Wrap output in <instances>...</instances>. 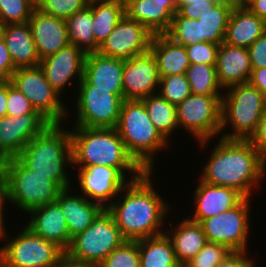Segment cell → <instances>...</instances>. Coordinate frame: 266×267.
Masks as SVG:
<instances>
[{
	"label": "cell",
	"instance_id": "obj_18",
	"mask_svg": "<svg viewBox=\"0 0 266 267\" xmlns=\"http://www.w3.org/2000/svg\"><path fill=\"white\" fill-rule=\"evenodd\" d=\"M85 57L86 53L82 49L69 44L57 53L40 60L39 66L48 83L62 95L75 76L79 82L83 79Z\"/></svg>",
	"mask_w": 266,
	"mask_h": 267
},
{
	"label": "cell",
	"instance_id": "obj_40",
	"mask_svg": "<svg viewBox=\"0 0 266 267\" xmlns=\"http://www.w3.org/2000/svg\"><path fill=\"white\" fill-rule=\"evenodd\" d=\"M41 12L58 18L67 19L77 11L83 10L89 0H35Z\"/></svg>",
	"mask_w": 266,
	"mask_h": 267
},
{
	"label": "cell",
	"instance_id": "obj_27",
	"mask_svg": "<svg viewBox=\"0 0 266 267\" xmlns=\"http://www.w3.org/2000/svg\"><path fill=\"white\" fill-rule=\"evenodd\" d=\"M266 31V21L246 6L234 5L226 28L224 42L249 48Z\"/></svg>",
	"mask_w": 266,
	"mask_h": 267
},
{
	"label": "cell",
	"instance_id": "obj_57",
	"mask_svg": "<svg viewBox=\"0 0 266 267\" xmlns=\"http://www.w3.org/2000/svg\"><path fill=\"white\" fill-rule=\"evenodd\" d=\"M2 169V161H1V159H0V170Z\"/></svg>",
	"mask_w": 266,
	"mask_h": 267
},
{
	"label": "cell",
	"instance_id": "obj_38",
	"mask_svg": "<svg viewBox=\"0 0 266 267\" xmlns=\"http://www.w3.org/2000/svg\"><path fill=\"white\" fill-rule=\"evenodd\" d=\"M97 267H141L138 242L125 240Z\"/></svg>",
	"mask_w": 266,
	"mask_h": 267
},
{
	"label": "cell",
	"instance_id": "obj_45",
	"mask_svg": "<svg viewBox=\"0 0 266 267\" xmlns=\"http://www.w3.org/2000/svg\"><path fill=\"white\" fill-rule=\"evenodd\" d=\"M219 1H204V3L178 4L177 12L186 18L199 20L209 6H215Z\"/></svg>",
	"mask_w": 266,
	"mask_h": 267
},
{
	"label": "cell",
	"instance_id": "obj_7",
	"mask_svg": "<svg viewBox=\"0 0 266 267\" xmlns=\"http://www.w3.org/2000/svg\"><path fill=\"white\" fill-rule=\"evenodd\" d=\"M2 171L8 184L9 202L26 213L55 202L63 190L52 179L26 168L16 157L3 160Z\"/></svg>",
	"mask_w": 266,
	"mask_h": 267
},
{
	"label": "cell",
	"instance_id": "obj_37",
	"mask_svg": "<svg viewBox=\"0 0 266 267\" xmlns=\"http://www.w3.org/2000/svg\"><path fill=\"white\" fill-rule=\"evenodd\" d=\"M35 8V0H0V26L28 22Z\"/></svg>",
	"mask_w": 266,
	"mask_h": 267
},
{
	"label": "cell",
	"instance_id": "obj_8",
	"mask_svg": "<svg viewBox=\"0 0 266 267\" xmlns=\"http://www.w3.org/2000/svg\"><path fill=\"white\" fill-rule=\"evenodd\" d=\"M124 241L112 214L103 209L85 231L72 238L65 256L72 261L97 267Z\"/></svg>",
	"mask_w": 266,
	"mask_h": 267
},
{
	"label": "cell",
	"instance_id": "obj_2",
	"mask_svg": "<svg viewBox=\"0 0 266 267\" xmlns=\"http://www.w3.org/2000/svg\"><path fill=\"white\" fill-rule=\"evenodd\" d=\"M266 160L249 140L220 137L208 162L204 165L201 181L235 189L244 198H251L254 187L266 173Z\"/></svg>",
	"mask_w": 266,
	"mask_h": 267
},
{
	"label": "cell",
	"instance_id": "obj_53",
	"mask_svg": "<svg viewBox=\"0 0 266 267\" xmlns=\"http://www.w3.org/2000/svg\"><path fill=\"white\" fill-rule=\"evenodd\" d=\"M55 267H95V266L90 265V264H86V263H78V262H75V261H72V260L68 259L65 256L61 260V262L59 263V265H57Z\"/></svg>",
	"mask_w": 266,
	"mask_h": 267
},
{
	"label": "cell",
	"instance_id": "obj_41",
	"mask_svg": "<svg viewBox=\"0 0 266 267\" xmlns=\"http://www.w3.org/2000/svg\"><path fill=\"white\" fill-rule=\"evenodd\" d=\"M232 251L226 246L207 242L201 251L187 264V267H216Z\"/></svg>",
	"mask_w": 266,
	"mask_h": 267
},
{
	"label": "cell",
	"instance_id": "obj_17",
	"mask_svg": "<svg viewBox=\"0 0 266 267\" xmlns=\"http://www.w3.org/2000/svg\"><path fill=\"white\" fill-rule=\"evenodd\" d=\"M49 122L39 113L0 118V159L16 157Z\"/></svg>",
	"mask_w": 266,
	"mask_h": 267
},
{
	"label": "cell",
	"instance_id": "obj_51",
	"mask_svg": "<svg viewBox=\"0 0 266 267\" xmlns=\"http://www.w3.org/2000/svg\"><path fill=\"white\" fill-rule=\"evenodd\" d=\"M246 7L259 18L266 21V0H252Z\"/></svg>",
	"mask_w": 266,
	"mask_h": 267
},
{
	"label": "cell",
	"instance_id": "obj_33",
	"mask_svg": "<svg viewBox=\"0 0 266 267\" xmlns=\"http://www.w3.org/2000/svg\"><path fill=\"white\" fill-rule=\"evenodd\" d=\"M65 21L70 44L82 49L86 54L98 51L99 45L95 42L93 33L92 9L88 5Z\"/></svg>",
	"mask_w": 266,
	"mask_h": 267
},
{
	"label": "cell",
	"instance_id": "obj_6",
	"mask_svg": "<svg viewBox=\"0 0 266 267\" xmlns=\"http://www.w3.org/2000/svg\"><path fill=\"white\" fill-rule=\"evenodd\" d=\"M222 96L220 133L231 126L233 132L220 136L225 139L249 140L256 131L266 107L265 96L249 82L227 88Z\"/></svg>",
	"mask_w": 266,
	"mask_h": 267
},
{
	"label": "cell",
	"instance_id": "obj_42",
	"mask_svg": "<svg viewBox=\"0 0 266 267\" xmlns=\"http://www.w3.org/2000/svg\"><path fill=\"white\" fill-rule=\"evenodd\" d=\"M28 113H38L32 107L29 99L20 92L11 81H7V112L6 116H21Z\"/></svg>",
	"mask_w": 266,
	"mask_h": 267
},
{
	"label": "cell",
	"instance_id": "obj_10",
	"mask_svg": "<svg viewBox=\"0 0 266 267\" xmlns=\"http://www.w3.org/2000/svg\"><path fill=\"white\" fill-rule=\"evenodd\" d=\"M222 96L190 94L176 105L178 127L189 132L204 148L220 134Z\"/></svg>",
	"mask_w": 266,
	"mask_h": 267
},
{
	"label": "cell",
	"instance_id": "obj_46",
	"mask_svg": "<svg viewBox=\"0 0 266 267\" xmlns=\"http://www.w3.org/2000/svg\"><path fill=\"white\" fill-rule=\"evenodd\" d=\"M16 69L6 43L0 35V81L10 80Z\"/></svg>",
	"mask_w": 266,
	"mask_h": 267
},
{
	"label": "cell",
	"instance_id": "obj_15",
	"mask_svg": "<svg viewBox=\"0 0 266 267\" xmlns=\"http://www.w3.org/2000/svg\"><path fill=\"white\" fill-rule=\"evenodd\" d=\"M152 37L144 25L124 15L97 52L108 57L130 59L149 51Z\"/></svg>",
	"mask_w": 266,
	"mask_h": 267
},
{
	"label": "cell",
	"instance_id": "obj_50",
	"mask_svg": "<svg viewBox=\"0 0 266 267\" xmlns=\"http://www.w3.org/2000/svg\"><path fill=\"white\" fill-rule=\"evenodd\" d=\"M248 82L256 87L266 98V67L252 69Z\"/></svg>",
	"mask_w": 266,
	"mask_h": 267
},
{
	"label": "cell",
	"instance_id": "obj_35",
	"mask_svg": "<svg viewBox=\"0 0 266 267\" xmlns=\"http://www.w3.org/2000/svg\"><path fill=\"white\" fill-rule=\"evenodd\" d=\"M186 78L192 94L206 96H223V89L217 78L215 65L190 64L186 70Z\"/></svg>",
	"mask_w": 266,
	"mask_h": 267
},
{
	"label": "cell",
	"instance_id": "obj_22",
	"mask_svg": "<svg viewBox=\"0 0 266 267\" xmlns=\"http://www.w3.org/2000/svg\"><path fill=\"white\" fill-rule=\"evenodd\" d=\"M124 59L108 57L98 52L87 53L83 79L96 89L123 93L122 75Z\"/></svg>",
	"mask_w": 266,
	"mask_h": 267
},
{
	"label": "cell",
	"instance_id": "obj_47",
	"mask_svg": "<svg viewBox=\"0 0 266 267\" xmlns=\"http://www.w3.org/2000/svg\"><path fill=\"white\" fill-rule=\"evenodd\" d=\"M249 141L257 148L260 155L266 160V107L262 112L258 127Z\"/></svg>",
	"mask_w": 266,
	"mask_h": 267
},
{
	"label": "cell",
	"instance_id": "obj_21",
	"mask_svg": "<svg viewBox=\"0 0 266 267\" xmlns=\"http://www.w3.org/2000/svg\"><path fill=\"white\" fill-rule=\"evenodd\" d=\"M243 198L235 189L200 180L194 192L195 213L189 219L199 223L235 207Z\"/></svg>",
	"mask_w": 266,
	"mask_h": 267
},
{
	"label": "cell",
	"instance_id": "obj_11",
	"mask_svg": "<svg viewBox=\"0 0 266 267\" xmlns=\"http://www.w3.org/2000/svg\"><path fill=\"white\" fill-rule=\"evenodd\" d=\"M30 101L32 107L49 123H62L70 114L60 94L48 83L41 67L17 68L10 79Z\"/></svg>",
	"mask_w": 266,
	"mask_h": 267
},
{
	"label": "cell",
	"instance_id": "obj_16",
	"mask_svg": "<svg viewBox=\"0 0 266 267\" xmlns=\"http://www.w3.org/2000/svg\"><path fill=\"white\" fill-rule=\"evenodd\" d=\"M159 81L157 62L150 50L124 60L122 75L124 100H142L157 94Z\"/></svg>",
	"mask_w": 266,
	"mask_h": 267
},
{
	"label": "cell",
	"instance_id": "obj_49",
	"mask_svg": "<svg viewBox=\"0 0 266 267\" xmlns=\"http://www.w3.org/2000/svg\"><path fill=\"white\" fill-rule=\"evenodd\" d=\"M6 201L9 202L8 184H7L6 176L1 169L0 170V237L6 231L5 229L6 226L4 225V217H3L5 216L3 212H4L5 205L7 204Z\"/></svg>",
	"mask_w": 266,
	"mask_h": 267
},
{
	"label": "cell",
	"instance_id": "obj_19",
	"mask_svg": "<svg viewBox=\"0 0 266 267\" xmlns=\"http://www.w3.org/2000/svg\"><path fill=\"white\" fill-rule=\"evenodd\" d=\"M28 24L40 60L70 44L65 19L45 14L35 8Z\"/></svg>",
	"mask_w": 266,
	"mask_h": 267
},
{
	"label": "cell",
	"instance_id": "obj_26",
	"mask_svg": "<svg viewBox=\"0 0 266 267\" xmlns=\"http://www.w3.org/2000/svg\"><path fill=\"white\" fill-rule=\"evenodd\" d=\"M125 15L144 25L153 35L165 34L177 8L173 4L152 3V0H127Z\"/></svg>",
	"mask_w": 266,
	"mask_h": 267
},
{
	"label": "cell",
	"instance_id": "obj_30",
	"mask_svg": "<svg viewBox=\"0 0 266 267\" xmlns=\"http://www.w3.org/2000/svg\"><path fill=\"white\" fill-rule=\"evenodd\" d=\"M88 6L92 9L95 42L100 46L125 15V5L121 0H89Z\"/></svg>",
	"mask_w": 266,
	"mask_h": 267
},
{
	"label": "cell",
	"instance_id": "obj_56",
	"mask_svg": "<svg viewBox=\"0 0 266 267\" xmlns=\"http://www.w3.org/2000/svg\"><path fill=\"white\" fill-rule=\"evenodd\" d=\"M236 6H246L252 0H232Z\"/></svg>",
	"mask_w": 266,
	"mask_h": 267
},
{
	"label": "cell",
	"instance_id": "obj_14",
	"mask_svg": "<svg viewBox=\"0 0 266 267\" xmlns=\"http://www.w3.org/2000/svg\"><path fill=\"white\" fill-rule=\"evenodd\" d=\"M78 170L77 179L81 195L103 209H107L130 182L117 167L92 165Z\"/></svg>",
	"mask_w": 266,
	"mask_h": 267
},
{
	"label": "cell",
	"instance_id": "obj_52",
	"mask_svg": "<svg viewBox=\"0 0 266 267\" xmlns=\"http://www.w3.org/2000/svg\"><path fill=\"white\" fill-rule=\"evenodd\" d=\"M7 112V81H0V118Z\"/></svg>",
	"mask_w": 266,
	"mask_h": 267
},
{
	"label": "cell",
	"instance_id": "obj_43",
	"mask_svg": "<svg viewBox=\"0 0 266 267\" xmlns=\"http://www.w3.org/2000/svg\"><path fill=\"white\" fill-rule=\"evenodd\" d=\"M219 46L212 42H201L185 46L190 64L216 65Z\"/></svg>",
	"mask_w": 266,
	"mask_h": 267
},
{
	"label": "cell",
	"instance_id": "obj_48",
	"mask_svg": "<svg viewBox=\"0 0 266 267\" xmlns=\"http://www.w3.org/2000/svg\"><path fill=\"white\" fill-rule=\"evenodd\" d=\"M247 252H231L216 267H256Z\"/></svg>",
	"mask_w": 266,
	"mask_h": 267
},
{
	"label": "cell",
	"instance_id": "obj_36",
	"mask_svg": "<svg viewBox=\"0 0 266 267\" xmlns=\"http://www.w3.org/2000/svg\"><path fill=\"white\" fill-rule=\"evenodd\" d=\"M165 34L183 46L201 43L199 21L183 17L177 11L173 16L169 30Z\"/></svg>",
	"mask_w": 266,
	"mask_h": 267
},
{
	"label": "cell",
	"instance_id": "obj_25",
	"mask_svg": "<svg viewBox=\"0 0 266 267\" xmlns=\"http://www.w3.org/2000/svg\"><path fill=\"white\" fill-rule=\"evenodd\" d=\"M0 35L16 68L39 65L40 59L28 22L0 26Z\"/></svg>",
	"mask_w": 266,
	"mask_h": 267
},
{
	"label": "cell",
	"instance_id": "obj_1",
	"mask_svg": "<svg viewBox=\"0 0 266 267\" xmlns=\"http://www.w3.org/2000/svg\"><path fill=\"white\" fill-rule=\"evenodd\" d=\"M151 174L145 171L130 181L107 208L125 240L137 241L165 232L163 226L170 207L153 187Z\"/></svg>",
	"mask_w": 266,
	"mask_h": 267
},
{
	"label": "cell",
	"instance_id": "obj_31",
	"mask_svg": "<svg viewBox=\"0 0 266 267\" xmlns=\"http://www.w3.org/2000/svg\"><path fill=\"white\" fill-rule=\"evenodd\" d=\"M137 242L141 267H181L166 233Z\"/></svg>",
	"mask_w": 266,
	"mask_h": 267
},
{
	"label": "cell",
	"instance_id": "obj_32",
	"mask_svg": "<svg viewBox=\"0 0 266 267\" xmlns=\"http://www.w3.org/2000/svg\"><path fill=\"white\" fill-rule=\"evenodd\" d=\"M232 0H220L215 6H209L199 18L201 42L220 45L224 42L229 17L234 7Z\"/></svg>",
	"mask_w": 266,
	"mask_h": 267
},
{
	"label": "cell",
	"instance_id": "obj_34",
	"mask_svg": "<svg viewBox=\"0 0 266 267\" xmlns=\"http://www.w3.org/2000/svg\"><path fill=\"white\" fill-rule=\"evenodd\" d=\"M148 112L149 119L162 136L169 141L174 130L179 129L176 105L169 103L158 93L141 100Z\"/></svg>",
	"mask_w": 266,
	"mask_h": 267
},
{
	"label": "cell",
	"instance_id": "obj_29",
	"mask_svg": "<svg viewBox=\"0 0 266 267\" xmlns=\"http://www.w3.org/2000/svg\"><path fill=\"white\" fill-rule=\"evenodd\" d=\"M172 230L164 233L171 240L178 263L186 265L207 244V238L199 223L183 218Z\"/></svg>",
	"mask_w": 266,
	"mask_h": 267
},
{
	"label": "cell",
	"instance_id": "obj_20",
	"mask_svg": "<svg viewBox=\"0 0 266 267\" xmlns=\"http://www.w3.org/2000/svg\"><path fill=\"white\" fill-rule=\"evenodd\" d=\"M28 213L31 219L26 227L33 234L54 242L64 251L69 248L72 238L65 216L56 202L35 207L26 214Z\"/></svg>",
	"mask_w": 266,
	"mask_h": 267
},
{
	"label": "cell",
	"instance_id": "obj_44",
	"mask_svg": "<svg viewBox=\"0 0 266 267\" xmlns=\"http://www.w3.org/2000/svg\"><path fill=\"white\" fill-rule=\"evenodd\" d=\"M247 50L252 69L266 67V31Z\"/></svg>",
	"mask_w": 266,
	"mask_h": 267
},
{
	"label": "cell",
	"instance_id": "obj_28",
	"mask_svg": "<svg viewBox=\"0 0 266 267\" xmlns=\"http://www.w3.org/2000/svg\"><path fill=\"white\" fill-rule=\"evenodd\" d=\"M149 50L157 62L160 77L185 74L190 66L185 46L174 42L166 34L153 35Z\"/></svg>",
	"mask_w": 266,
	"mask_h": 267
},
{
	"label": "cell",
	"instance_id": "obj_5",
	"mask_svg": "<svg viewBox=\"0 0 266 267\" xmlns=\"http://www.w3.org/2000/svg\"><path fill=\"white\" fill-rule=\"evenodd\" d=\"M116 130L129 155L144 171L152 172L156 151L170 144L149 119L141 100L123 101Z\"/></svg>",
	"mask_w": 266,
	"mask_h": 267
},
{
	"label": "cell",
	"instance_id": "obj_4",
	"mask_svg": "<svg viewBox=\"0 0 266 267\" xmlns=\"http://www.w3.org/2000/svg\"><path fill=\"white\" fill-rule=\"evenodd\" d=\"M28 169L45 175L62 189L70 188L67 165L72 166L71 132L62 123H49L16 156ZM66 167V168H65Z\"/></svg>",
	"mask_w": 266,
	"mask_h": 267
},
{
	"label": "cell",
	"instance_id": "obj_54",
	"mask_svg": "<svg viewBox=\"0 0 266 267\" xmlns=\"http://www.w3.org/2000/svg\"><path fill=\"white\" fill-rule=\"evenodd\" d=\"M152 3L173 4L177 8L178 0H152Z\"/></svg>",
	"mask_w": 266,
	"mask_h": 267
},
{
	"label": "cell",
	"instance_id": "obj_23",
	"mask_svg": "<svg viewBox=\"0 0 266 267\" xmlns=\"http://www.w3.org/2000/svg\"><path fill=\"white\" fill-rule=\"evenodd\" d=\"M215 68L218 82L223 90L248 82L252 68L247 48L221 43Z\"/></svg>",
	"mask_w": 266,
	"mask_h": 267
},
{
	"label": "cell",
	"instance_id": "obj_12",
	"mask_svg": "<svg viewBox=\"0 0 266 267\" xmlns=\"http://www.w3.org/2000/svg\"><path fill=\"white\" fill-rule=\"evenodd\" d=\"M78 84L77 117L74 126L116 128L124 101L123 93L96 89L84 79Z\"/></svg>",
	"mask_w": 266,
	"mask_h": 267
},
{
	"label": "cell",
	"instance_id": "obj_13",
	"mask_svg": "<svg viewBox=\"0 0 266 267\" xmlns=\"http://www.w3.org/2000/svg\"><path fill=\"white\" fill-rule=\"evenodd\" d=\"M250 198H243L235 207L199 222L207 241L226 246L232 252H247L250 231Z\"/></svg>",
	"mask_w": 266,
	"mask_h": 267
},
{
	"label": "cell",
	"instance_id": "obj_9",
	"mask_svg": "<svg viewBox=\"0 0 266 267\" xmlns=\"http://www.w3.org/2000/svg\"><path fill=\"white\" fill-rule=\"evenodd\" d=\"M21 231L13 239L6 231L0 237L7 241L0 247V267H55L65 257V251L54 242L33 234L25 226Z\"/></svg>",
	"mask_w": 266,
	"mask_h": 267
},
{
	"label": "cell",
	"instance_id": "obj_24",
	"mask_svg": "<svg viewBox=\"0 0 266 267\" xmlns=\"http://www.w3.org/2000/svg\"><path fill=\"white\" fill-rule=\"evenodd\" d=\"M71 187L63 189L56 198V203L63 212L70 237L85 231L103 208L84 196L70 193Z\"/></svg>",
	"mask_w": 266,
	"mask_h": 267
},
{
	"label": "cell",
	"instance_id": "obj_3",
	"mask_svg": "<svg viewBox=\"0 0 266 267\" xmlns=\"http://www.w3.org/2000/svg\"><path fill=\"white\" fill-rule=\"evenodd\" d=\"M71 132L72 167L92 165L117 167L138 179L145 171L127 152L116 128L74 126Z\"/></svg>",
	"mask_w": 266,
	"mask_h": 267
},
{
	"label": "cell",
	"instance_id": "obj_39",
	"mask_svg": "<svg viewBox=\"0 0 266 267\" xmlns=\"http://www.w3.org/2000/svg\"><path fill=\"white\" fill-rule=\"evenodd\" d=\"M158 90V94L161 97L174 105L181 103L185 98L192 94L191 87L185 74L160 77Z\"/></svg>",
	"mask_w": 266,
	"mask_h": 267
},
{
	"label": "cell",
	"instance_id": "obj_55",
	"mask_svg": "<svg viewBox=\"0 0 266 267\" xmlns=\"http://www.w3.org/2000/svg\"><path fill=\"white\" fill-rule=\"evenodd\" d=\"M204 1H220V0H178V4L204 3Z\"/></svg>",
	"mask_w": 266,
	"mask_h": 267
}]
</instances>
